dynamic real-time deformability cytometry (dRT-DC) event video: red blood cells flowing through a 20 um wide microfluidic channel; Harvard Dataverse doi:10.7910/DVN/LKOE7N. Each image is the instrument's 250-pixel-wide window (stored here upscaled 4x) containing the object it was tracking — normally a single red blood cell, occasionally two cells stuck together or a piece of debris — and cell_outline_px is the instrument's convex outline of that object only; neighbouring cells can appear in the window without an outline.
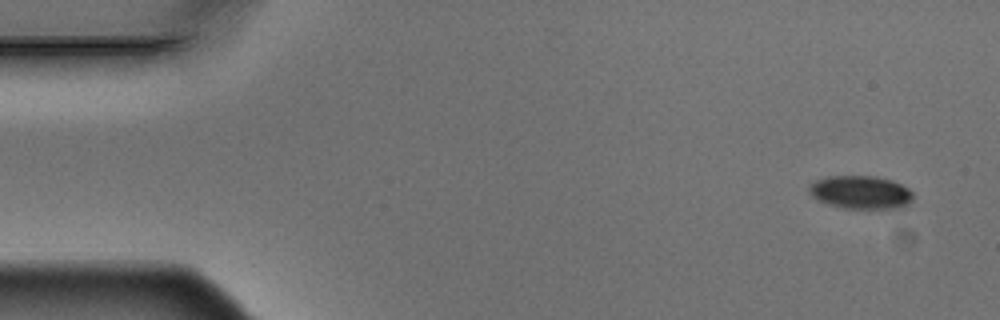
{"species": "Egyptian fruit bat (a non-hibernating species)", "species_latin": "Rousettus aegyptiacus", "temperature_condition": "warm", "stored_images_in_passage": 4, "camera_frame_rate_fps": 3000, "um_per_image_px": 0.085, "animal": {"sex": "male"}, "frame": {"image": 1, "passage_image": 1, "time_ms": 0.0, "image_size_px": [1000, 320], "cell_outline_px": [[912, 200], [904, 208], [840, 208], [816, 200], [812, 196], [808, 188], [808, 184], [816, 180], [828, 176], [876, 176], [892, 180], [908, 188], [912, 192]], "centroid_in_image_um": [73.14, 16.34], "position_along_channel_um": 11.9, "area_um2": 20.29}}
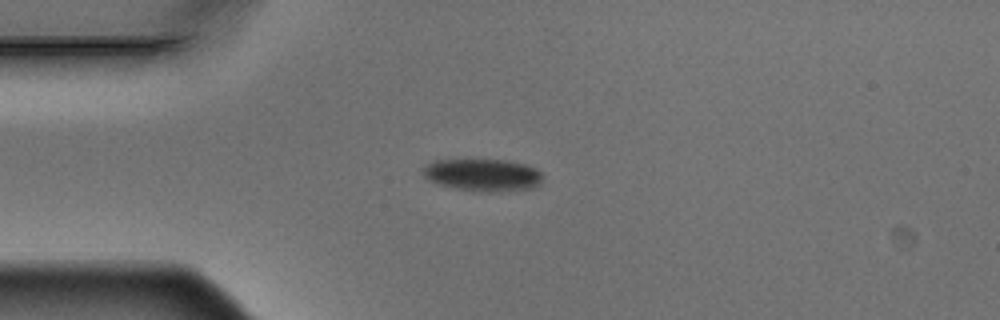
{"frame": {"image": 2, "passage_image": 4, "time_ms": 1.0, "image_size_px": [1000, 320], "cell_outline_px": [[544, 176], [540, 184], [532, 188], [500, 192], [488, 192], [456, 188], [440, 184], [424, 176], [424, 164], [432, 160], [508, 160], [528, 164], [536, 168]], "centroid_in_image_um": [41.11, 14.86], "position_along_channel_um": 43.9, "area_um2": 22.6}}